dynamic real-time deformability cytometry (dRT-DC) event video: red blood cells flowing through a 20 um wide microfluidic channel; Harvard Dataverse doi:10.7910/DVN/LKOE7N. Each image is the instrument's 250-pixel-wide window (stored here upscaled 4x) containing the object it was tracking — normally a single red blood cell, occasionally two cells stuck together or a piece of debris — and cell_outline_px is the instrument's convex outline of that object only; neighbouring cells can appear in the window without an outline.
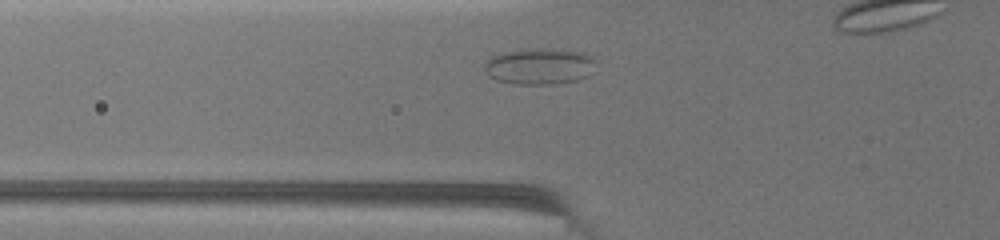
{"species": "common noctule bat (a hibernating species)", "species_latin": "Nyctalus noctula", "temperature_condition": "warm", "stored_images_in_passage": 28, "segment_of_instrument_passage": [2, 3], "camera_frame_rate_fps": 3000, "um_per_image_px": 0.085, "animal": {"sex": "female", "body_mass_g": 19.5, "forearm_length_mm": 54.1}, "frame": {"image": 1, "passage_image": 4, "time_ms": 1.333, "image_size_px": [1000, 240], "cell_outline_px": [[524, 196], [368, 184], [356, 180], [452, 180], [524, 184]], "centroid_in_image_um": [38.77, 15.81], "position_along_channel_um": 87.0, "area_um2": 10.4}}